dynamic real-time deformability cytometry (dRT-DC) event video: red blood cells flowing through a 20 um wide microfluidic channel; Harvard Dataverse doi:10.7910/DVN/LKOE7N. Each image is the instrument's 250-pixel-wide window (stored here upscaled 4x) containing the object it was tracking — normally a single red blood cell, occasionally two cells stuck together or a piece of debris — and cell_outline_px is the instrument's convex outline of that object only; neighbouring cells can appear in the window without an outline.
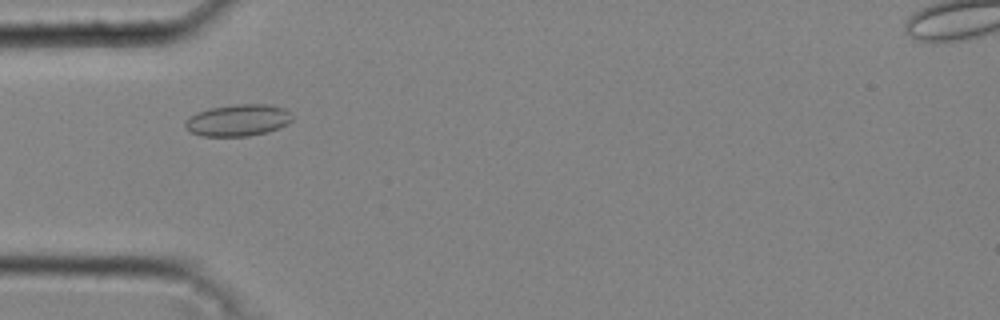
{"species": "common noctule bat (a hibernating species)", "species_latin": "Nyctalus noctula", "temperature_condition": "cold", "stored_images_in_passage": 37, "camera_frame_rate_fps": 3000, "um_per_image_px": 0.085, "animal": {"sex": "male", "body_mass_g": 20.4}, "frame": {"image": 1, "passage_image": 11, "time_ms": 3.333, "image_size_px": [1000, 320], "cell_outline_px": [[292, 120], [288, 124], [280, 128], [268, 132], [248, 136], [200, 136], [184, 128], [184, 120], [196, 112], [208, 108], [236, 104], [272, 104], [284, 108], [292, 116]], "centroid_in_image_um": [20.21, 10.22], "position_along_channel_um": 64.8, "area_um2": 20.11}}
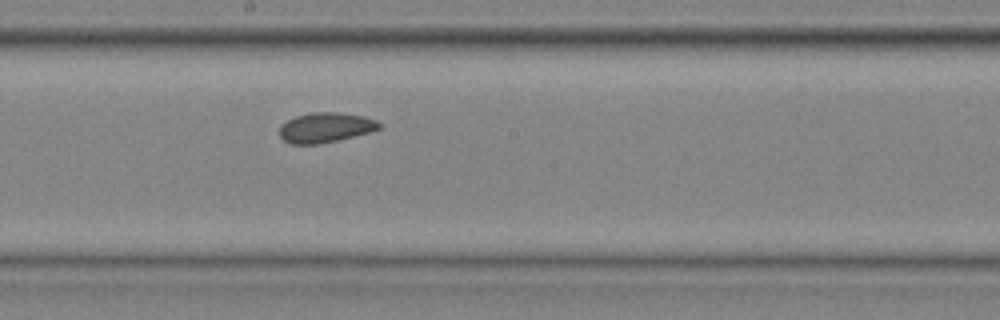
{"frame": {"image": 2, "passage_image": 22, "time_ms": 7.0, "image_size_px": [1000, 320], "cell_outline_px": [[380, 128], [368, 132], [336, 140], [316, 144], [292, 144], [284, 140], [280, 136], [280, 124], [296, 116], [312, 112], [336, 112], [364, 116], [376, 120], [380, 124]], "centroid_in_image_um": [27.63, 10.83], "position_along_channel_um": 220.6, "area_um2": 17.11}}
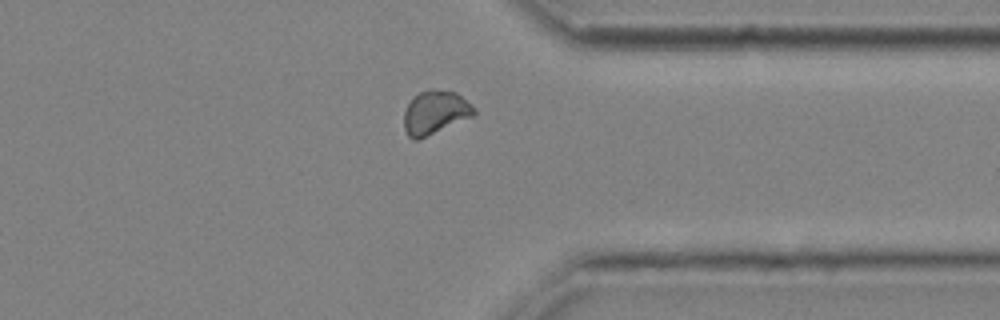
{"frame": {"image": 3, "passage_image": 33, "time_ms": 10.667, "image_size_px": [1000, 320], "cell_outline_px": [[476, 112], [472, 116], [416, 140], [412, 140], [408, 136], [404, 128], [404, 112], [408, 104], [420, 92], [428, 88], [432, 88], [456, 92], [472, 104], [476, 108]], "centroid_in_image_um": [36.99, 9.53], "position_along_channel_um": 374.4, "area_um2": 17.57}, "authors_computed_cell_mechanics": {"area_um2": 18.0336, "velocity_mm_per_s": 4.2786, "shape_relaxation_time_tau1_ms": 2.4515, "shape_relaxation_time_tau2_ms": 4.9763, "deformation_change_tau1": 0.0388, "deformation_change_tau2": 0.0408}}